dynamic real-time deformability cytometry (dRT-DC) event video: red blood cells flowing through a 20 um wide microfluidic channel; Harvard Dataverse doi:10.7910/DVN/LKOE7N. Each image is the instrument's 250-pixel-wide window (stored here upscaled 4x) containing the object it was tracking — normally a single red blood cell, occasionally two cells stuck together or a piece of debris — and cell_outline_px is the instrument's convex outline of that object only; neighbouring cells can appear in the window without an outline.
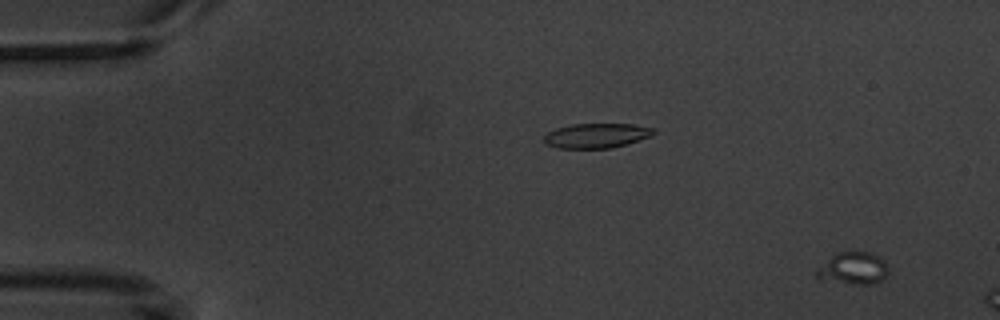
{"species": "common noctule bat (a hibernating species)", "species_latin": "Nyctalus noctula", "temperature_condition": "warm", "stored_images_in_passage": 4, "camera_frame_rate_fps": 3000, "um_per_image_px": 0.085, "animal": {"sex": "male", "body_mass_g": 20.1, "forearm_length_mm": 53.5}, "frame": {"image": 1, "passage_image": 2, "time_ms": 1.0, "image_size_px": [1000, 320], "cell_outline_px": [[888, 272], [880, 280], [872, 284], [856, 284], [820, 280], [812, 272], [816, 268], [836, 252], [868, 252], [880, 256], [884, 260], [888, 268]], "centroid_in_image_um": [72.46, 22.8], "position_along_channel_um": 12.5, "area_um2": 13.64}}